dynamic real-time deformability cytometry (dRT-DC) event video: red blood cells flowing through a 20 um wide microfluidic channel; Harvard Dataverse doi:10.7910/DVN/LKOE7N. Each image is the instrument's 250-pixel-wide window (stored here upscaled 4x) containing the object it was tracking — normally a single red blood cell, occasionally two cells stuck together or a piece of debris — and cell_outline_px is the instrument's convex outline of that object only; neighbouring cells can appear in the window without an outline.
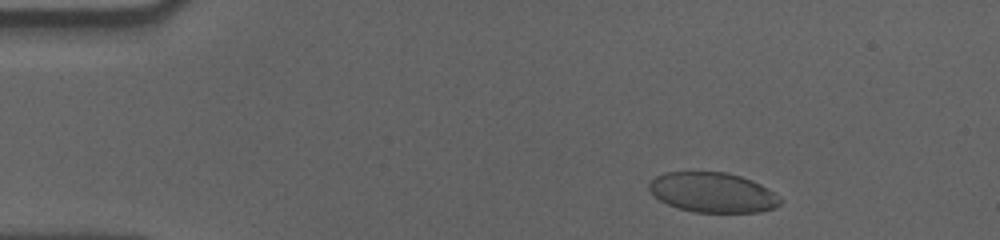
{"species": "human", "species_latin": "Homo sapiens", "temperature_condition": "cold", "stored_images_in_passage": 47, "camera_frame_rate_fps": 3000, "um_per_image_px": 0.085, "donor": {"sex": "male"}, "frame": {"image": 1, "passage_image": 5, "time_ms": 1.333, "image_size_px": [1000, 240], "cell_outline_px": [[780, 204], [776, 208], [760, 212], [692, 212], [676, 208], [660, 200], [648, 188], [648, 184], [656, 176], [668, 172], [724, 172], [740, 176], [752, 180], [768, 188], [780, 200]], "centroid_in_image_um": [60.57, 16.37], "position_along_channel_um": 24.4, "area_um2": 30.35}}
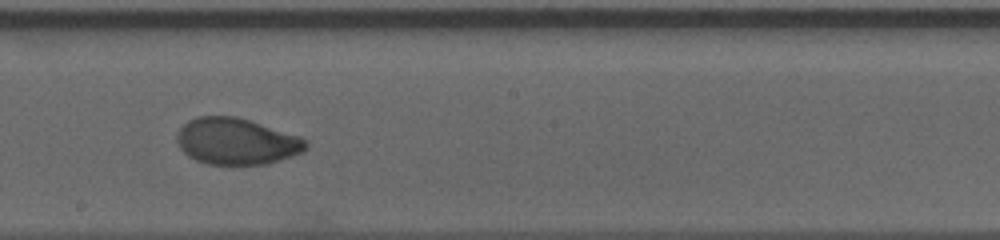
{"frame": {"image": 2, "passage_image": 29, "time_ms": 9.333, "image_size_px": [1000, 240], "cell_outline_px": [[308, 148], [304, 152], [268, 164], [208, 164], [196, 160], [188, 156], [180, 148], [176, 140], [176, 136], [180, 128], [188, 120], [196, 116], [236, 116], [300, 136], [308, 144]], "centroid_in_image_um": [20.1, 12.01], "position_along_channel_um": 228.1, "area_um2": 34.97}}
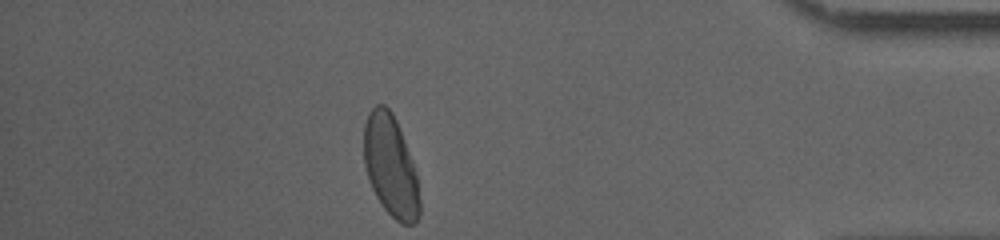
{"frame": {"image": 3, "passage_image": 47, "time_ms": 15.333, "image_size_px": [1000, 240], "cell_outline_px": [[420, 216], [412, 224], [400, 224], [384, 208], [376, 196], [372, 188], [364, 164], [364, 124], [368, 112], [376, 104], [384, 104], [392, 112], [396, 120], [412, 160], [416, 176], [420, 200]], "centroid_in_image_um": [33.19, 14.1], "position_along_channel_um": 402.0, "area_um2": 32.77}, "authors_computed_cell_mechanics": {"area_um2": 34.391, "velocity_mm_per_s": 3.5534, "shape_relaxation_time_tau1_ms": 4.2001, "shape_relaxation_time_tau2_ms": 0.8554, "deformation_change_tau1": 0.1491, "deformation_change_tau2": 0.0424}}